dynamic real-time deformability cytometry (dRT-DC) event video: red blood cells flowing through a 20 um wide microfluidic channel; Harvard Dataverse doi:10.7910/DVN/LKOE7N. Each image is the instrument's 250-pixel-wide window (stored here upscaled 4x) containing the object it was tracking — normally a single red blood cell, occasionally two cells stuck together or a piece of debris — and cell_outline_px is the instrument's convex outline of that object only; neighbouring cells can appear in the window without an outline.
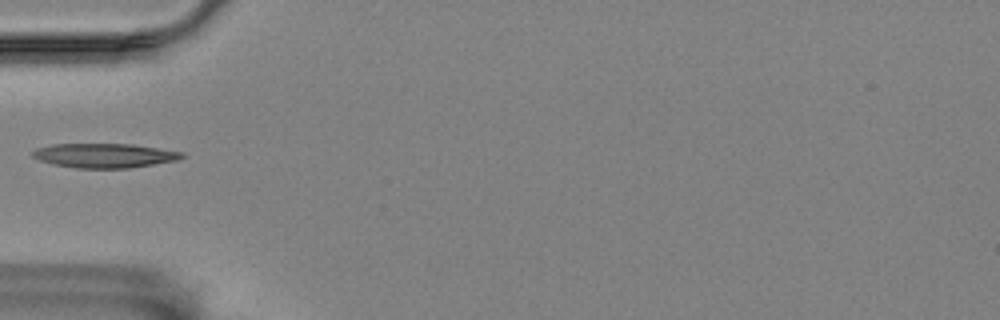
{"species": "Egyptian fruit bat (a non-hibernating species)", "species_latin": "Rousettus aegyptiacus", "temperature_condition": "room temperature", "stored_images_in_passage": 9, "camera_frame_rate_fps": 3000, "um_per_image_px": 0.085, "animal": {"sex": "female"}, "frame": {"image": 1, "passage_image": 1, "time_ms": 0.0, "image_size_px": [1000, 320], "cell_outline_px": [[184, 156], [176, 160], [128, 168], [76, 168], [52, 164], [40, 160], [32, 156], [32, 152], [36, 148], [52, 144], [132, 144], [184, 152]], "centroid_in_image_um": [8.85, 13.21], "position_along_channel_um": 76.2, "area_um2": 21.04}}
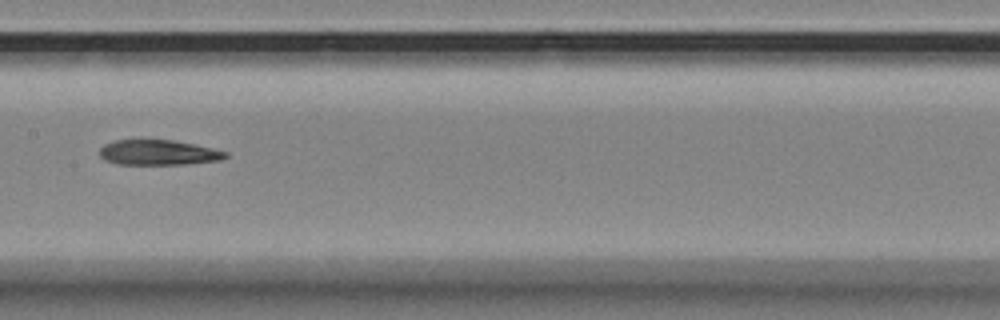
{"frame": {"image": 2, "passage_image": 4, "time_ms": 3.333, "image_size_px": [1000, 320], "cell_outline_px": [[228, 156], [220, 160], [184, 164], [116, 164], [104, 160], [100, 156], [100, 148], [104, 144], [116, 140], [172, 140], [212, 148], [228, 152]], "centroid_in_image_um": [13.44, 12.97], "position_along_channel_um": 194.0, "area_um2": 18.32}}
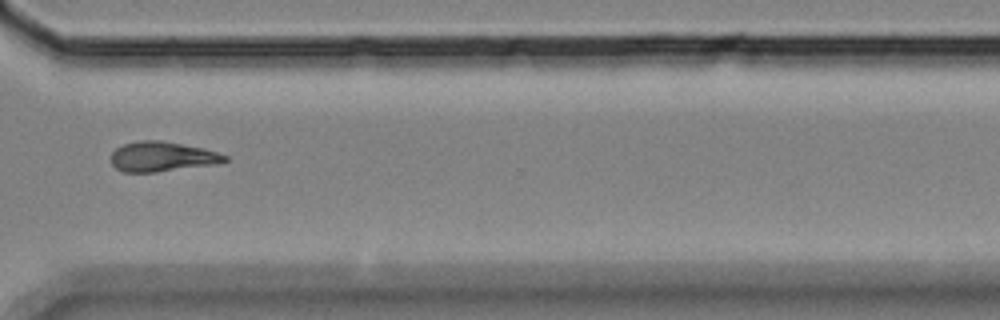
{"frame": {"image": 3, "passage_image": 8, "time_ms": 8.0, "image_size_px": [1000, 320], "cell_outline_px": [[228, 160], [216, 164], [156, 172], [124, 172], [116, 168], [112, 164], [112, 152], [116, 148], [124, 144], [140, 140], [160, 140], [204, 148], [228, 156]], "centroid_in_image_um": [13.78, 13.31], "position_along_channel_um": 356.8, "area_um2": 19.71}}